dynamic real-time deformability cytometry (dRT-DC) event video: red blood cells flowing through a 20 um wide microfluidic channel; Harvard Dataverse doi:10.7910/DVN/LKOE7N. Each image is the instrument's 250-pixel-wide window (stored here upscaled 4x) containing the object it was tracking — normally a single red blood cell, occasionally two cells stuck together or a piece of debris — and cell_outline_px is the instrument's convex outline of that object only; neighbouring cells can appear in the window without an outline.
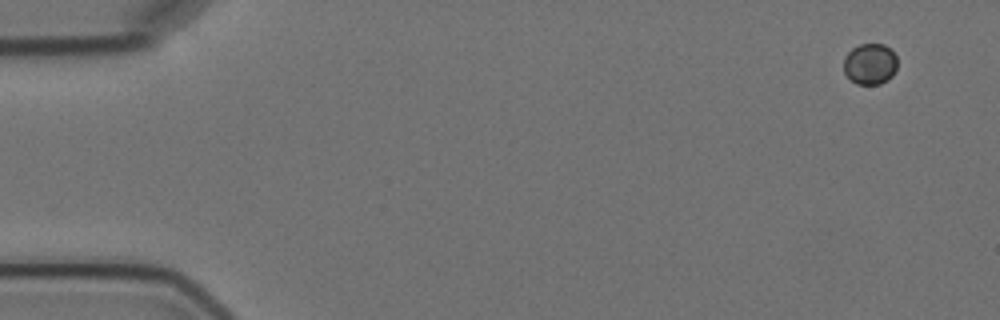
{"species": "Egyptian fruit bat (a non-hibernating species)", "species_latin": "Rousettus aegyptiacus", "temperature_condition": "cold", "stored_images_in_passage": 5, "camera_frame_rate_fps": 3000, "um_per_image_px": 0.085, "animal": {"sex": "female"}, "frame": {"image": 1, "passage_image": 1, "time_ms": 0.0, "image_size_px": [1000, 320], "cell_outline_px": [[896, 68], [892, 76], [888, 80], [880, 84], [856, 84], [844, 72], [844, 56], [852, 48], [860, 44], [884, 44], [896, 56]], "centroid_in_image_um": [73.94, 5.44], "position_along_channel_um": 11.1, "area_um2": 12.77}}
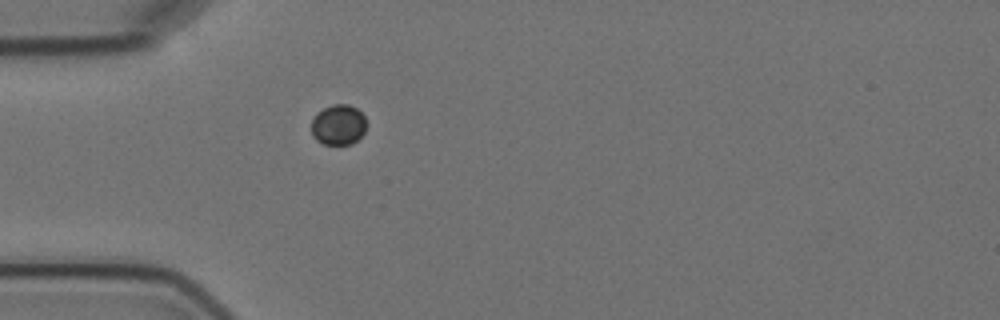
{"frame": {"image": 2, "passage_image": 5, "time_ms": 4.667, "image_size_px": [1000, 320], "cell_outline_px": [[364, 132], [352, 144], [324, 144], [316, 140], [312, 136], [312, 120], [316, 112], [332, 104], [348, 104], [356, 108], [364, 116]], "centroid_in_image_um": [28.72, 10.6], "position_along_channel_um": 56.3, "area_um2": 12.83}}